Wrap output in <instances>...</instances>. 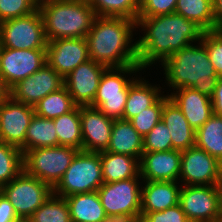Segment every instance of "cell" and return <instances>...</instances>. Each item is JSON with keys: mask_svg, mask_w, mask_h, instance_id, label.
Wrapping results in <instances>:
<instances>
[{"mask_svg": "<svg viewBox=\"0 0 222 222\" xmlns=\"http://www.w3.org/2000/svg\"><path fill=\"white\" fill-rule=\"evenodd\" d=\"M96 16L125 17L137 22L139 9L132 0H92Z\"/></svg>", "mask_w": 222, "mask_h": 222, "instance_id": "836d02e7", "label": "cell"}, {"mask_svg": "<svg viewBox=\"0 0 222 222\" xmlns=\"http://www.w3.org/2000/svg\"><path fill=\"white\" fill-rule=\"evenodd\" d=\"M213 114L222 116V77L217 81L214 94L211 97Z\"/></svg>", "mask_w": 222, "mask_h": 222, "instance_id": "b9f144b4", "label": "cell"}, {"mask_svg": "<svg viewBox=\"0 0 222 222\" xmlns=\"http://www.w3.org/2000/svg\"><path fill=\"white\" fill-rule=\"evenodd\" d=\"M53 146H59L54 120L34 114L27 128L25 144L20 148L21 152Z\"/></svg>", "mask_w": 222, "mask_h": 222, "instance_id": "4316f807", "label": "cell"}, {"mask_svg": "<svg viewBox=\"0 0 222 222\" xmlns=\"http://www.w3.org/2000/svg\"><path fill=\"white\" fill-rule=\"evenodd\" d=\"M18 219L14 206L0 191V222H15Z\"/></svg>", "mask_w": 222, "mask_h": 222, "instance_id": "60d3db41", "label": "cell"}, {"mask_svg": "<svg viewBox=\"0 0 222 222\" xmlns=\"http://www.w3.org/2000/svg\"><path fill=\"white\" fill-rule=\"evenodd\" d=\"M201 42L205 45L216 74L222 77V32L218 29L204 31Z\"/></svg>", "mask_w": 222, "mask_h": 222, "instance_id": "74e56055", "label": "cell"}, {"mask_svg": "<svg viewBox=\"0 0 222 222\" xmlns=\"http://www.w3.org/2000/svg\"><path fill=\"white\" fill-rule=\"evenodd\" d=\"M142 181H177L181 172V151L143 153L140 161Z\"/></svg>", "mask_w": 222, "mask_h": 222, "instance_id": "d6986e66", "label": "cell"}, {"mask_svg": "<svg viewBox=\"0 0 222 222\" xmlns=\"http://www.w3.org/2000/svg\"><path fill=\"white\" fill-rule=\"evenodd\" d=\"M106 151L130 155L140 161L143 154V137L132 126L129 120H114L110 144Z\"/></svg>", "mask_w": 222, "mask_h": 222, "instance_id": "603a6c76", "label": "cell"}, {"mask_svg": "<svg viewBox=\"0 0 222 222\" xmlns=\"http://www.w3.org/2000/svg\"><path fill=\"white\" fill-rule=\"evenodd\" d=\"M89 59L86 38L48 41L46 47L47 64L63 78Z\"/></svg>", "mask_w": 222, "mask_h": 222, "instance_id": "2e32d148", "label": "cell"}, {"mask_svg": "<svg viewBox=\"0 0 222 222\" xmlns=\"http://www.w3.org/2000/svg\"><path fill=\"white\" fill-rule=\"evenodd\" d=\"M65 199L72 222H99L107 218L97 191L74 194Z\"/></svg>", "mask_w": 222, "mask_h": 222, "instance_id": "484cf974", "label": "cell"}, {"mask_svg": "<svg viewBox=\"0 0 222 222\" xmlns=\"http://www.w3.org/2000/svg\"><path fill=\"white\" fill-rule=\"evenodd\" d=\"M195 145L222 163V116L212 114L196 131Z\"/></svg>", "mask_w": 222, "mask_h": 222, "instance_id": "f1b7e54d", "label": "cell"}, {"mask_svg": "<svg viewBox=\"0 0 222 222\" xmlns=\"http://www.w3.org/2000/svg\"><path fill=\"white\" fill-rule=\"evenodd\" d=\"M139 71H142L139 65L106 68L99 81L95 99L90 106L98 108L110 119H123L129 86L134 79L129 80L124 75L136 74Z\"/></svg>", "mask_w": 222, "mask_h": 222, "instance_id": "8992f818", "label": "cell"}, {"mask_svg": "<svg viewBox=\"0 0 222 222\" xmlns=\"http://www.w3.org/2000/svg\"><path fill=\"white\" fill-rule=\"evenodd\" d=\"M10 95L9 89L0 77V104Z\"/></svg>", "mask_w": 222, "mask_h": 222, "instance_id": "f6af8a7d", "label": "cell"}, {"mask_svg": "<svg viewBox=\"0 0 222 222\" xmlns=\"http://www.w3.org/2000/svg\"><path fill=\"white\" fill-rule=\"evenodd\" d=\"M136 178L112 183H103L97 190L101 205L106 215L111 214H141V188Z\"/></svg>", "mask_w": 222, "mask_h": 222, "instance_id": "4fadbf2b", "label": "cell"}, {"mask_svg": "<svg viewBox=\"0 0 222 222\" xmlns=\"http://www.w3.org/2000/svg\"><path fill=\"white\" fill-rule=\"evenodd\" d=\"M78 1H83V2L91 3L92 0H78Z\"/></svg>", "mask_w": 222, "mask_h": 222, "instance_id": "681fc988", "label": "cell"}, {"mask_svg": "<svg viewBox=\"0 0 222 222\" xmlns=\"http://www.w3.org/2000/svg\"><path fill=\"white\" fill-rule=\"evenodd\" d=\"M23 171L21 149L0 141V188Z\"/></svg>", "mask_w": 222, "mask_h": 222, "instance_id": "1f68e13d", "label": "cell"}, {"mask_svg": "<svg viewBox=\"0 0 222 222\" xmlns=\"http://www.w3.org/2000/svg\"><path fill=\"white\" fill-rule=\"evenodd\" d=\"M47 63L46 49H12L0 51V77L10 90Z\"/></svg>", "mask_w": 222, "mask_h": 222, "instance_id": "8fae6325", "label": "cell"}, {"mask_svg": "<svg viewBox=\"0 0 222 222\" xmlns=\"http://www.w3.org/2000/svg\"><path fill=\"white\" fill-rule=\"evenodd\" d=\"M136 26L145 30L136 40L138 64L142 70L157 61L162 64L175 52L199 42L204 33L194 21L177 13L137 18Z\"/></svg>", "mask_w": 222, "mask_h": 222, "instance_id": "6da1fadb", "label": "cell"}, {"mask_svg": "<svg viewBox=\"0 0 222 222\" xmlns=\"http://www.w3.org/2000/svg\"><path fill=\"white\" fill-rule=\"evenodd\" d=\"M104 183L118 182L140 175L139 160L126 154L100 152Z\"/></svg>", "mask_w": 222, "mask_h": 222, "instance_id": "cb8c5ba5", "label": "cell"}, {"mask_svg": "<svg viewBox=\"0 0 222 222\" xmlns=\"http://www.w3.org/2000/svg\"><path fill=\"white\" fill-rule=\"evenodd\" d=\"M172 149L171 135L161 119L151 131L143 137V153L162 152Z\"/></svg>", "mask_w": 222, "mask_h": 222, "instance_id": "e575fe53", "label": "cell"}, {"mask_svg": "<svg viewBox=\"0 0 222 222\" xmlns=\"http://www.w3.org/2000/svg\"><path fill=\"white\" fill-rule=\"evenodd\" d=\"M175 13L194 21L204 31L215 30L212 0H177Z\"/></svg>", "mask_w": 222, "mask_h": 222, "instance_id": "f546056e", "label": "cell"}, {"mask_svg": "<svg viewBox=\"0 0 222 222\" xmlns=\"http://www.w3.org/2000/svg\"><path fill=\"white\" fill-rule=\"evenodd\" d=\"M132 3L140 10L146 3V0H132Z\"/></svg>", "mask_w": 222, "mask_h": 222, "instance_id": "7dc6e473", "label": "cell"}, {"mask_svg": "<svg viewBox=\"0 0 222 222\" xmlns=\"http://www.w3.org/2000/svg\"><path fill=\"white\" fill-rule=\"evenodd\" d=\"M222 177V163L195 146L181 151L179 182L184 186H217ZM182 179V180H181Z\"/></svg>", "mask_w": 222, "mask_h": 222, "instance_id": "30bf717a", "label": "cell"}, {"mask_svg": "<svg viewBox=\"0 0 222 222\" xmlns=\"http://www.w3.org/2000/svg\"><path fill=\"white\" fill-rule=\"evenodd\" d=\"M2 47L12 49H46L48 41L39 9L29 15L0 23Z\"/></svg>", "mask_w": 222, "mask_h": 222, "instance_id": "9c48e42d", "label": "cell"}, {"mask_svg": "<svg viewBox=\"0 0 222 222\" xmlns=\"http://www.w3.org/2000/svg\"><path fill=\"white\" fill-rule=\"evenodd\" d=\"M106 68L89 59L64 78V86L77 106H89L93 103Z\"/></svg>", "mask_w": 222, "mask_h": 222, "instance_id": "e0dca14e", "label": "cell"}, {"mask_svg": "<svg viewBox=\"0 0 222 222\" xmlns=\"http://www.w3.org/2000/svg\"><path fill=\"white\" fill-rule=\"evenodd\" d=\"M47 41L86 38L96 17L88 2L78 0H39Z\"/></svg>", "mask_w": 222, "mask_h": 222, "instance_id": "277c9868", "label": "cell"}, {"mask_svg": "<svg viewBox=\"0 0 222 222\" xmlns=\"http://www.w3.org/2000/svg\"><path fill=\"white\" fill-rule=\"evenodd\" d=\"M80 119L82 150L98 153L106 151L110 144L114 120L90 105L80 106Z\"/></svg>", "mask_w": 222, "mask_h": 222, "instance_id": "ac0fdd59", "label": "cell"}, {"mask_svg": "<svg viewBox=\"0 0 222 222\" xmlns=\"http://www.w3.org/2000/svg\"><path fill=\"white\" fill-rule=\"evenodd\" d=\"M53 120L59 145L82 150L80 106H76L72 111Z\"/></svg>", "mask_w": 222, "mask_h": 222, "instance_id": "83f0119b", "label": "cell"}, {"mask_svg": "<svg viewBox=\"0 0 222 222\" xmlns=\"http://www.w3.org/2000/svg\"><path fill=\"white\" fill-rule=\"evenodd\" d=\"M198 44L182 48L161 65L169 88H193L211 98L219 77L209 60L205 45L201 40Z\"/></svg>", "mask_w": 222, "mask_h": 222, "instance_id": "3957f363", "label": "cell"}, {"mask_svg": "<svg viewBox=\"0 0 222 222\" xmlns=\"http://www.w3.org/2000/svg\"><path fill=\"white\" fill-rule=\"evenodd\" d=\"M139 79H133L129 86L128 97L123 112L124 120H130L144 109L153 106L162 97L160 86H153L148 81Z\"/></svg>", "mask_w": 222, "mask_h": 222, "instance_id": "d4e9b609", "label": "cell"}, {"mask_svg": "<svg viewBox=\"0 0 222 222\" xmlns=\"http://www.w3.org/2000/svg\"><path fill=\"white\" fill-rule=\"evenodd\" d=\"M3 195L14 206L19 218H29L48 198L53 189L24 170L11 182L0 188Z\"/></svg>", "mask_w": 222, "mask_h": 222, "instance_id": "ba28073f", "label": "cell"}, {"mask_svg": "<svg viewBox=\"0 0 222 222\" xmlns=\"http://www.w3.org/2000/svg\"><path fill=\"white\" fill-rule=\"evenodd\" d=\"M33 106L18 102L10 95L0 104L1 142L21 148L34 116Z\"/></svg>", "mask_w": 222, "mask_h": 222, "instance_id": "5bb4252c", "label": "cell"}, {"mask_svg": "<svg viewBox=\"0 0 222 222\" xmlns=\"http://www.w3.org/2000/svg\"><path fill=\"white\" fill-rule=\"evenodd\" d=\"M15 222H32L29 218H19L17 221Z\"/></svg>", "mask_w": 222, "mask_h": 222, "instance_id": "c3c4849f", "label": "cell"}, {"mask_svg": "<svg viewBox=\"0 0 222 222\" xmlns=\"http://www.w3.org/2000/svg\"><path fill=\"white\" fill-rule=\"evenodd\" d=\"M217 188L219 192V206H220L219 222H222V177L221 180L218 182Z\"/></svg>", "mask_w": 222, "mask_h": 222, "instance_id": "bcb514c9", "label": "cell"}, {"mask_svg": "<svg viewBox=\"0 0 222 222\" xmlns=\"http://www.w3.org/2000/svg\"><path fill=\"white\" fill-rule=\"evenodd\" d=\"M171 135L173 150H187L195 146L196 131L189 125L180 108L168 95H163L162 118Z\"/></svg>", "mask_w": 222, "mask_h": 222, "instance_id": "7402d4cb", "label": "cell"}, {"mask_svg": "<svg viewBox=\"0 0 222 222\" xmlns=\"http://www.w3.org/2000/svg\"><path fill=\"white\" fill-rule=\"evenodd\" d=\"M107 222H141V214H111Z\"/></svg>", "mask_w": 222, "mask_h": 222, "instance_id": "7bdbcfd3", "label": "cell"}, {"mask_svg": "<svg viewBox=\"0 0 222 222\" xmlns=\"http://www.w3.org/2000/svg\"><path fill=\"white\" fill-rule=\"evenodd\" d=\"M1 49H2V43H1V40H0V51H1Z\"/></svg>", "mask_w": 222, "mask_h": 222, "instance_id": "f907efd6", "label": "cell"}, {"mask_svg": "<svg viewBox=\"0 0 222 222\" xmlns=\"http://www.w3.org/2000/svg\"><path fill=\"white\" fill-rule=\"evenodd\" d=\"M64 86V78L47 63L31 76L24 78L10 90V96L21 103L34 106L46 95Z\"/></svg>", "mask_w": 222, "mask_h": 222, "instance_id": "9a60e30c", "label": "cell"}, {"mask_svg": "<svg viewBox=\"0 0 222 222\" xmlns=\"http://www.w3.org/2000/svg\"><path fill=\"white\" fill-rule=\"evenodd\" d=\"M174 92L168 95L169 98L180 108L189 125L197 131L213 114L211 98L193 88H179Z\"/></svg>", "mask_w": 222, "mask_h": 222, "instance_id": "ffe728a7", "label": "cell"}, {"mask_svg": "<svg viewBox=\"0 0 222 222\" xmlns=\"http://www.w3.org/2000/svg\"><path fill=\"white\" fill-rule=\"evenodd\" d=\"M177 0H146L139 10L138 18L154 17L175 13Z\"/></svg>", "mask_w": 222, "mask_h": 222, "instance_id": "f35d334b", "label": "cell"}, {"mask_svg": "<svg viewBox=\"0 0 222 222\" xmlns=\"http://www.w3.org/2000/svg\"><path fill=\"white\" fill-rule=\"evenodd\" d=\"M76 106L67 88L63 86L59 90L46 95L33 108L35 114L53 120L72 111Z\"/></svg>", "mask_w": 222, "mask_h": 222, "instance_id": "4dcf8cb0", "label": "cell"}, {"mask_svg": "<svg viewBox=\"0 0 222 222\" xmlns=\"http://www.w3.org/2000/svg\"><path fill=\"white\" fill-rule=\"evenodd\" d=\"M100 152L79 150L65 171L53 194L65 198L74 194L97 191L103 185Z\"/></svg>", "mask_w": 222, "mask_h": 222, "instance_id": "5b68a950", "label": "cell"}, {"mask_svg": "<svg viewBox=\"0 0 222 222\" xmlns=\"http://www.w3.org/2000/svg\"><path fill=\"white\" fill-rule=\"evenodd\" d=\"M141 222H190L180 205L167 208L164 211L147 213Z\"/></svg>", "mask_w": 222, "mask_h": 222, "instance_id": "ab89813d", "label": "cell"}, {"mask_svg": "<svg viewBox=\"0 0 222 222\" xmlns=\"http://www.w3.org/2000/svg\"><path fill=\"white\" fill-rule=\"evenodd\" d=\"M163 96L151 107L144 109L129 121L137 132L144 137L161 120Z\"/></svg>", "mask_w": 222, "mask_h": 222, "instance_id": "d590c367", "label": "cell"}, {"mask_svg": "<svg viewBox=\"0 0 222 222\" xmlns=\"http://www.w3.org/2000/svg\"><path fill=\"white\" fill-rule=\"evenodd\" d=\"M180 186L179 205L190 222H219L217 186Z\"/></svg>", "mask_w": 222, "mask_h": 222, "instance_id": "7c38bea8", "label": "cell"}, {"mask_svg": "<svg viewBox=\"0 0 222 222\" xmlns=\"http://www.w3.org/2000/svg\"><path fill=\"white\" fill-rule=\"evenodd\" d=\"M39 0H0V23L31 14L38 9Z\"/></svg>", "mask_w": 222, "mask_h": 222, "instance_id": "8d00e7d4", "label": "cell"}, {"mask_svg": "<svg viewBox=\"0 0 222 222\" xmlns=\"http://www.w3.org/2000/svg\"><path fill=\"white\" fill-rule=\"evenodd\" d=\"M29 219L32 222H72L66 199L54 194Z\"/></svg>", "mask_w": 222, "mask_h": 222, "instance_id": "d6a6232c", "label": "cell"}, {"mask_svg": "<svg viewBox=\"0 0 222 222\" xmlns=\"http://www.w3.org/2000/svg\"><path fill=\"white\" fill-rule=\"evenodd\" d=\"M215 30L222 26V0H212Z\"/></svg>", "mask_w": 222, "mask_h": 222, "instance_id": "ee69618b", "label": "cell"}, {"mask_svg": "<svg viewBox=\"0 0 222 222\" xmlns=\"http://www.w3.org/2000/svg\"><path fill=\"white\" fill-rule=\"evenodd\" d=\"M78 151L74 147L62 145L27 150L23 153V170L53 189Z\"/></svg>", "mask_w": 222, "mask_h": 222, "instance_id": "52a82bcc", "label": "cell"}, {"mask_svg": "<svg viewBox=\"0 0 222 222\" xmlns=\"http://www.w3.org/2000/svg\"><path fill=\"white\" fill-rule=\"evenodd\" d=\"M136 28L129 18L96 16L86 36L89 58L107 68L139 65L137 45L132 43Z\"/></svg>", "mask_w": 222, "mask_h": 222, "instance_id": "7a4b0ae2", "label": "cell"}, {"mask_svg": "<svg viewBox=\"0 0 222 222\" xmlns=\"http://www.w3.org/2000/svg\"><path fill=\"white\" fill-rule=\"evenodd\" d=\"M141 187V219L151 212L164 211L179 204L181 187L177 181H144ZM180 187V188H179Z\"/></svg>", "mask_w": 222, "mask_h": 222, "instance_id": "44dd1931", "label": "cell"}]
</instances>
